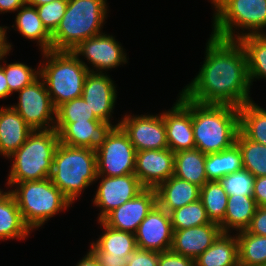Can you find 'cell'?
Here are the masks:
<instances>
[{
  "instance_id": "cell-29",
  "label": "cell",
  "mask_w": 266,
  "mask_h": 266,
  "mask_svg": "<svg viewBox=\"0 0 266 266\" xmlns=\"http://www.w3.org/2000/svg\"><path fill=\"white\" fill-rule=\"evenodd\" d=\"M239 131L247 139L266 145V109L254 100L239 107Z\"/></svg>"
},
{
  "instance_id": "cell-38",
  "label": "cell",
  "mask_w": 266,
  "mask_h": 266,
  "mask_svg": "<svg viewBox=\"0 0 266 266\" xmlns=\"http://www.w3.org/2000/svg\"><path fill=\"white\" fill-rule=\"evenodd\" d=\"M68 0H54L50 3L36 6L39 18L46 30L52 34L58 27L66 12Z\"/></svg>"
},
{
  "instance_id": "cell-30",
  "label": "cell",
  "mask_w": 266,
  "mask_h": 266,
  "mask_svg": "<svg viewBox=\"0 0 266 266\" xmlns=\"http://www.w3.org/2000/svg\"><path fill=\"white\" fill-rule=\"evenodd\" d=\"M247 55L251 87L256 80H266V34H250L238 40Z\"/></svg>"
},
{
  "instance_id": "cell-6",
  "label": "cell",
  "mask_w": 266,
  "mask_h": 266,
  "mask_svg": "<svg viewBox=\"0 0 266 266\" xmlns=\"http://www.w3.org/2000/svg\"><path fill=\"white\" fill-rule=\"evenodd\" d=\"M211 4V35L239 40L250 34H266V0H212Z\"/></svg>"
},
{
  "instance_id": "cell-27",
  "label": "cell",
  "mask_w": 266,
  "mask_h": 266,
  "mask_svg": "<svg viewBox=\"0 0 266 266\" xmlns=\"http://www.w3.org/2000/svg\"><path fill=\"white\" fill-rule=\"evenodd\" d=\"M256 208L257 205L253 196H228L227 210L224 220L220 224L222 233L246 230L251 223Z\"/></svg>"
},
{
  "instance_id": "cell-31",
  "label": "cell",
  "mask_w": 266,
  "mask_h": 266,
  "mask_svg": "<svg viewBox=\"0 0 266 266\" xmlns=\"http://www.w3.org/2000/svg\"><path fill=\"white\" fill-rule=\"evenodd\" d=\"M240 266H266V236L235 232Z\"/></svg>"
},
{
  "instance_id": "cell-21",
  "label": "cell",
  "mask_w": 266,
  "mask_h": 266,
  "mask_svg": "<svg viewBox=\"0 0 266 266\" xmlns=\"http://www.w3.org/2000/svg\"><path fill=\"white\" fill-rule=\"evenodd\" d=\"M33 131L11 105L0 106V156L9 158Z\"/></svg>"
},
{
  "instance_id": "cell-25",
  "label": "cell",
  "mask_w": 266,
  "mask_h": 266,
  "mask_svg": "<svg viewBox=\"0 0 266 266\" xmlns=\"http://www.w3.org/2000/svg\"><path fill=\"white\" fill-rule=\"evenodd\" d=\"M238 265V240L234 232L221 233L215 242L195 259V266Z\"/></svg>"
},
{
  "instance_id": "cell-48",
  "label": "cell",
  "mask_w": 266,
  "mask_h": 266,
  "mask_svg": "<svg viewBox=\"0 0 266 266\" xmlns=\"http://www.w3.org/2000/svg\"><path fill=\"white\" fill-rule=\"evenodd\" d=\"M75 266H101V264L94 252L88 249L87 254H85Z\"/></svg>"
},
{
  "instance_id": "cell-46",
  "label": "cell",
  "mask_w": 266,
  "mask_h": 266,
  "mask_svg": "<svg viewBox=\"0 0 266 266\" xmlns=\"http://www.w3.org/2000/svg\"><path fill=\"white\" fill-rule=\"evenodd\" d=\"M25 4L26 0H0V14L15 13Z\"/></svg>"
},
{
  "instance_id": "cell-36",
  "label": "cell",
  "mask_w": 266,
  "mask_h": 266,
  "mask_svg": "<svg viewBox=\"0 0 266 266\" xmlns=\"http://www.w3.org/2000/svg\"><path fill=\"white\" fill-rule=\"evenodd\" d=\"M77 121H101L95 116L83 97L74 98L56 108L55 123H74Z\"/></svg>"
},
{
  "instance_id": "cell-35",
  "label": "cell",
  "mask_w": 266,
  "mask_h": 266,
  "mask_svg": "<svg viewBox=\"0 0 266 266\" xmlns=\"http://www.w3.org/2000/svg\"><path fill=\"white\" fill-rule=\"evenodd\" d=\"M169 214L173 230L187 229L211 223L200 199L177 208Z\"/></svg>"
},
{
  "instance_id": "cell-14",
  "label": "cell",
  "mask_w": 266,
  "mask_h": 266,
  "mask_svg": "<svg viewBox=\"0 0 266 266\" xmlns=\"http://www.w3.org/2000/svg\"><path fill=\"white\" fill-rule=\"evenodd\" d=\"M137 248L158 253L171 250L173 228L170 214L156 205L135 233Z\"/></svg>"
},
{
  "instance_id": "cell-40",
  "label": "cell",
  "mask_w": 266,
  "mask_h": 266,
  "mask_svg": "<svg viewBox=\"0 0 266 266\" xmlns=\"http://www.w3.org/2000/svg\"><path fill=\"white\" fill-rule=\"evenodd\" d=\"M159 253L137 248L128 257L127 266H158Z\"/></svg>"
},
{
  "instance_id": "cell-18",
  "label": "cell",
  "mask_w": 266,
  "mask_h": 266,
  "mask_svg": "<svg viewBox=\"0 0 266 266\" xmlns=\"http://www.w3.org/2000/svg\"><path fill=\"white\" fill-rule=\"evenodd\" d=\"M115 126L118 124L113 125V123L103 121H77L55 123L54 129L59 134L61 144L97 151Z\"/></svg>"
},
{
  "instance_id": "cell-33",
  "label": "cell",
  "mask_w": 266,
  "mask_h": 266,
  "mask_svg": "<svg viewBox=\"0 0 266 266\" xmlns=\"http://www.w3.org/2000/svg\"><path fill=\"white\" fill-rule=\"evenodd\" d=\"M235 144L242 155L243 169L254 177L266 176V145L247 139L240 131Z\"/></svg>"
},
{
  "instance_id": "cell-10",
  "label": "cell",
  "mask_w": 266,
  "mask_h": 266,
  "mask_svg": "<svg viewBox=\"0 0 266 266\" xmlns=\"http://www.w3.org/2000/svg\"><path fill=\"white\" fill-rule=\"evenodd\" d=\"M136 149L120 125L115 126L96 151L97 175L124 176L134 174Z\"/></svg>"
},
{
  "instance_id": "cell-51",
  "label": "cell",
  "mask_w": 266,
  "mask_h": 266,
  "mask_svg": "<svg viewBox=\"0 0 266 266\" xmlns=\"http://www.w3.org/2000/svg\"><path fill=\"white\" fill-rule=\"evenodd\" d=\"M6 183V190L4 191L3 189L0 188V200H2L9 192H10V187L8 185V182H5ZM8 190V191H7Z\"/></svg>"
},
{
  "instance_id": "cell-44",
  "label": "cell",
  "mask_w": 266,
  "mask_h": 266,
  "mask_svg": "<svg viewBox=\"0 0 266 266\" xmlns=\"http://www.w3.org/2000/svg\"><path fill=\"white\" fill-rule=\"evenodd\" d=\"M252 196L257 206H266V176L255 177Z\"/></svg>"
},
{
  "instance_id": "cell-11",
  "label": "cell",
  "mask_w": 266,
  "mask_h": 266,
  "mask_svg": "<svg viewBox=\"0 0 266 266\" xmlns=\"http://www.w3.org/2000/svg\"><path fill=\"white\" fill-rule=\"evenodd\" d=\"M105 33L84 40L71 51L91 72L108 74L109 70L128 64L126 49L112 34Z\"/></svg>"
},
{
  "instance_id": "cell-17",
  "label": "cell",
  "mask_w": 266,
  "mask_h": 266,
  "mask_svg": "<svg viewBox=\"0 0 266 266\" xmlns=\"http://www.w3.org/2000/svg\"><path fill=\"white\" fill-rule=\"evenodd\" d=\"M134 174L144 188L156 189L174 175V152L169 148L137 151Z\"/></svg>"
},
{
  "instance_id": "cell-22",
  "label": "cell",
  "mask_w": 266,
  "mask_h": 266,
  "mask_svg": "<svg viewBox=\"0 0 266 266\" xmlns=\"http://www.w3.org/2000/svg\"><path fill=\"white\" fill-rule=\"evenodd\" d=\"M200 189L201 187L196 184L173 175L155 189L157 205L170 213L177 208L199 200Z\"/></svg>"
},
{
  "instance_id": "cell-45",
  "label": "cell",
  "mask_w": 266,
  "mask_h": 266,
  "mask_svg": "<svg viewBox=\"0 0 266 266\" xmlns=\"http://www.w3.org/2000/svg\"><path fill=\"white\" fill-rule=\"evenodd\" d=\"M101 266H127L128 257L112 256L109 253H94Z\"/></svg>"
},
{
  "instance_id": "cell-4",
  "label": "cell",
  "mask_w": 266,
  "mask_h": 266,
  "mask_svg": "<svg viewBox=\"0 0 266 266\" xmlns=\"http://www.w3.org/2000/svg\"><path fill=\"white\" fill-rule=\"evenodd\" d=\"M97 178L96 151L59 143L53 160L51 182L73 204Z\"/></svg>"
},
{
  "instance_id": "cell-43",
  "label": "cell",
  "mask_w": 266,
  "mask_h": 266,
  "mask_svg": "<svg viewBox=\"0 0 266 266\" xmlns=\"http://www.w3.org/2000/svg\"><path fill=\"white\" fill-rule=\"evenodd\" d=\"M246 231L254 235L266 236V206H257Z\"/></svg>"
},
{
  "instance_id": "cell-39",
  "label": "cell",
  "mask_w": 266,
  "mask_h": 266,
  "mask_svg": "<svg viewBox=\"0 0 266 266\" xmlns=\"http://www.w3.org/2000/svg\"><path fill=\"white\" fill-rule=\"evenodd\" d=\"M205 171L208 181H219L225 176L224 150L206 154Z\"/></svg>"
},
{
  "instance_id": "cell-9",
  "label": "cell",
  "mask_w": 266,
  "mask_h": 266,
  "mask_svg": "<svg viewBox=\"0 0 266 266\" xmlns=\"http://www.w3.org/2000/svg\"><path fill=\"white\" fill-rule=\"evenodd\" d=\"M17 93L18 102L11 106L34 131L55 128L56 108L40 76Z\"/></svg>"
},
{
  "instance_id": "cell-12",
  "label": "cell",
  "mask_w": 266,
  "mask_h": 266,
  "mask_svg": "<svg viewBox=\"0 0 266 266\" xmlns=\"http://www.w3.org/2000/svg\"><path fill=\"white\" fill-rule=\"evenodd\" d=\"M117 124L127 133L136 151L169 148L162 112L154 115L125 113Z\"/></svg>"
},
{
  "instance_id": "cell-20",
  "label": "cell",
  "mask_w": 266,
  "mask_h": 266,
  "mask_svg": "<svg viewBox=\"0 0 266 266\" xmlns=\"http://www.w3.org/2000/svg\"><path fill=\"white\" fill-rule=\"evenodd\" d=\"M221 233L220 225L213 222L202 226L173 230L171 250L195 260L215 242Z\"/></svg>"
},
{
  "instance_id": "cell-26",
  "label": "cell",
  "mask_w": 266,
  "mask_h": 266,
  "mask_svg": "<svg viewBox=\"0 0 266 266\" xmlns=\"http://www.w3.org/2000/svg\"><path fill=\"white\" fill-rule=\"evenodd\" d=\"M32 231L25 224L17 202L9 192L0 200V241L27 240Z\"/></svg>"
},
{
  "instance_id": "cell-13",
  "label": "cell",
  "mask_w": 266,
  "mask_h": 266,
  "mask_svg": "<svg viewBox=\"0 0 266 266\" xmlns=\"http://www.w3.org/2000/svg\"><path fill=\"white\" fill-rule=\"evenodd\" d=\"M98 180L92 199L93 206L100 210L97 221H101L113 209L133 199L145 189L135 174L116 177L97 175L96 181Z\"/></svg>"
},
{
  "instance_id": "cell-50",
  "label": "cell",
  "mask_w": 266,
  "mask_h": 266,
  "mask_svg": "<svg viewBox=\"0 0 266 266\" xmlns=\"http://www.w3.org/2000/svg\"><path fill=\"white\" fill-rule=\"evenodd\" d=\"M52 1L54 0H26V4L36 7V6L50 3Z\"/></svg>"
},
{
  "instance_id": "cell-34",
  "label": "cell",
  "mask_w": 266,
  "mask_h": 266,
  "mask_svg": "<svg viewBox=\"0 0 266 266\" xmlns=\"http://www.w3.org/2000/svg\"><path fill=\"white\" fill-rule=\"evenodd\" d=\"M8 55L9 53L0 55V66L4 69L9 86V97H11L13 93H17L35 81L40 76V68L39 63L37 68H32V66L19 61L7 63L5 59Z\"/></svg>"
},
{
  "instance_id": "cell-37",
  "label": "cell",
  "mask_w": 266,
  "mask_h": 266,
  "mask_svg": "<svg viewBox=\"0 0 266 266\" xmlns=\"http://www.w3.org/2000/svg\"><path fill=\"white\" fill-rule=\"evenodd\" d=\"M255 177L246 169L227 174L219 180L228 196H252Z\"/></svg>"
},
{
  "instance_id": "cell-41",
  "label": "cell",
  "mask_w": 266,
  "mask_h": 266,
  "mask_svg": "<svg viewBox=\"0 0 266 266\" xmlns=\"http://www.w3.org/2000/svg\"><path fill=\"white\" fill-rule=\"evenodd\" d=\"M225 175L243 169L242 155L236 144L224 150Z\"/></svg>"
},
{
  "instance_id": "cell-16",
  "label": "cell",
  "mask_w": 266,
  "mask_h": 266,
  "mask_svg": "<svg viewBox=\"0 0 266 266\" xmlns=\"http://www.w3.org/2000/svg\"><path fill=\"white\" fill-rule=\"evenodd\" d=\"M156 205L155 189L145 188L133 199L113 209L102 221L114 229L135 234L140 223Z\"/></svg>"
},
{
  "instance_id": "cell-1",
  "label": "cell",
  "mask_w": 266,
  "mask_h": 266,
  "mask_svg": "<svg viewBox=\"0 0 266 266\" xmlns=\"http://www.w3.org/2000/svg\"><path fill=\"white\" fill-rule=\"evenodd\" d=\"M204 52L205 58L197 75L180 92L203 104L239 108L253 101L247 55L241 43L210 34Z\"/></svg>"
},
{
  "instance_id": "cell-47",
  "label": "cell",
  "mask_w": 266,
  "mask_h": 266,
  "mask_svg": "<svg viewBox=\"0 0 266 266\" xmlns=\"http://www.w3.org/2000/svg\"><path fill=\"white\" fill-rule=\"evenodd\" d=\"M10 29L8 26H0V55L10 53L13 45L9 43L7 37V30Z\"/></svg>"
},
{
  "instance_id": "cell-28",
  "label": "cell",
  "mask_w": 266,
  "mask_h": 266,
  "mask_svg": "<svg viewBox=\"0 0 266 266\" xmlns=\"http://www.w3.org/2000/svg\"><path fill=\"white\" fill-rule=\"evenodd\" d=\"M206 154L199 149L174 153V176L202 187L208 180L205 171Z\"/></svg>"
},
{
  "instance_id": "cell-8",
  "label": "cell",
  "mask_w": 266,
  "mask_h": 266,
  "mask_svg": "<svg viewBox=\"0 0 266 266\" xmlns=\"http://www.w3.org/2000/svg\"><path fill=\"white\" fill-rule=\"evenodd\" d=\"M8 185L25 224L32 232L42 228L50 218L72 205L50 178Z\"/></svg>"
},
{
  "instance_id": "cell-24",
  "label": "cell",
  "mask_w": 266,
  "mask_h": 266,
  "mask_svg": "<svg viewBox=\"0 0 266 266\" xmlns=\"http://www.w3.org/2000/svg\"><path fill=\"white\" fill-rule=\"evenodd\" d=\"M102 233L97 240L90 242L94 253H109L112 256L129 257L137 249L135 234L114 229L102 220L97 221Z\"/></svg>"
},
{
  "instance_id": "cell-15",
  "label": "cell",
  "mask_w": 266,
  "mask_h": 266,
  "mask_svg": "<svg viewBox=\"0 0 266 266\" xmlns=\"http://www.w3.org/2000/svg\"><path fill=\"white\" fill-rule=\"evenodd\" d=\"M115 82L107 73L91 71L85 79L82 97L95 116L103 122L112 123L118 97Z\"/></svg>"
},
{
  "instance_id": "cell-19",
  "label": "cell",
  "mask_w": 266,
  "mask_h": 266,
  "mask_svg": "<svg viewBox=\"0 0 266 266\" xmlns=\"http://www.w3.org/2000/svg\"><path fill=\"white\" fill-rule=\"evenodd\" d=\"M176 98L171 109L162 111L167 144L174 153L195 148L192 110L179 97Z\"/></svg>"
},
{
  "instance_id": "cell-23",
  "label": "cell",
  "mask_w": 266,
  "mask_h": 266,
  "mask_svg": "<svg viewBox=\"0 0 266 266\" xmlns=\"http://www.w3.org/2000/svg\"><path fill=\"white\" fill-rule=\"evenodd\" d=\"M15 15V24L11 28L18 31L23 38L37 42L39 51H50L52 37L43 26L36 7L25 4L17 10Z\"/></svg>"
},
{
  "instance_id": "cell-3",
  "label": "cell",
  "mask_w": 266,
  "mask_h": 266,
  "mask_svg": "<svg viewBox=\"0 0 266 266\" xmlns=\"http://www.w3.org/2000/svg\"><path fill=\"white\" fill-rule=\"evenodd\" d=\"M107 0H68L66 12L51 34L52 51H72L81 42L103 33Z\"/></svg>"
},
{
  "instance_id": "cell-2",
  "label": "cell",
  "mask_w": 266,
  "mask_h": 266,
  "mask_svg": "<svg viewBox=\"0 0 266 266\" xmlns=\"http://www.w3.org/2000/svg\"><path fill=\"white\" fill-rule=\"evenodd\" d=\"M192 110L195 148L204 154L218 153L232 147L239 132V108L203 104L177 95Z\"/></svg>"
},
{
  "instance_id": "cell-7",
  "label": "cell",
  "mask_w": 266,
  "mask_h": 266,
  "mask_svg": "<svg viewBox=\"0 0 266 266\" xmlns=\"http://www.w3.org/2000/svg\"><path fill=\"white\" fill-rule=\"evenodd\" d=\"M40 77L55 108L74 98L82 97L89 70L71 51L41 52ZM45 64H44V63Z\"/></svg>"
},
{
  "instance_id": "cell-32",
  "label": "cell",
  "mask_w": 266,
  "mask_h": 266,
  "mask_svg": "<svg viewBox=\"0 0 266 266\" xmlns=\"http://www.w3.org/2000/svg\"><path fill=\"white\" fill-rule=\"evenodd\" d=\"M200 200L209 220L220 225L227 210L228 194L219 181H207L200 189Z\"/></svg>"
},
{
  "instance_id": "cell-42",
  "label": "cell",
  "mask_w": 266,
  "mask_h": 266,
  "mask_svg": "<svg viewBox=\"0 0 266 266\" xmlns=\"http://www.w3.org/2000/svg\"><path fill=\"white\" fill-rule=\"evenodd\" d=\"M158 266H195V260L168 250L159 253Z\"/></svg>"
},
{
  "instance_id": "cell-49",
  "label": "cell",
  "mask_w": 266,
  "mask_h": 266,
  "mask_svg": "<svg viewBox=\"0 0 266 266\" xmlns=\"http://www.w3.org/2000/svg\"><path fill=\"white\" fill-rule=\"evenodd\" d=\"M9 98V86L4 73V69L0 66V100Z\"/></svg>"
},
{
  "instance_id": "cell-5",
  "label": "cell",
  "mask_w": 266,
  "mask_h": 266,
  "mask_svg": "<svg viewBox=\"0 0 266 266\" xmlns=\"http://www.w3.org/2000/svg\"><path fill=\"white\" fill-rule=\"evenodd\" d=\"M59 134L55 129L35 130L27 140L9 157L7 182L20 183L50 178Z\"/></svg>"
}]
</instances>
